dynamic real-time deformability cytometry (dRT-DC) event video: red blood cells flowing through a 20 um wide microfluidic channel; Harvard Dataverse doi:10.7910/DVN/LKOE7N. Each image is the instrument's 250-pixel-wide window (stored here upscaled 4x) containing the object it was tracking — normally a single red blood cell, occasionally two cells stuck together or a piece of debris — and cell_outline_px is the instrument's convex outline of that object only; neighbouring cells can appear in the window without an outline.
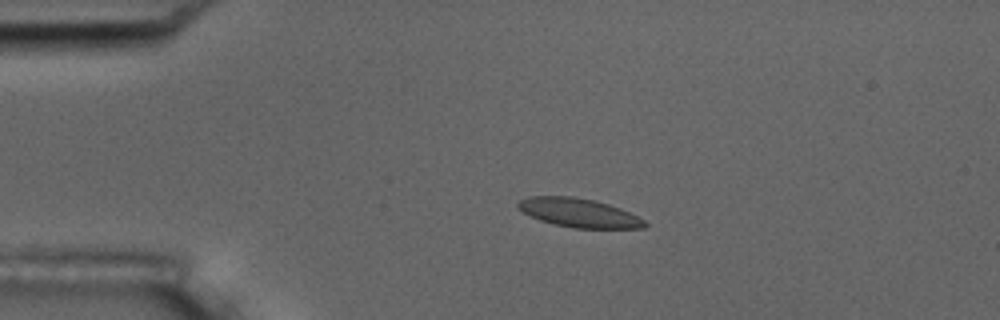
{"species": "common noctule bat (a hibernating species)", "species_latin": "Nyctalus noctula", "temperature_condition": "room temperature", "stored_images_in_passage": 4, "camera_frame_rate_fps": 3000, "um_per_image_px": 0.085, "animal": {"sex": "male", "body_mass_g": 17.5, "forearm_length_mm": 52.3}, "frame": {"image": 1, "passage_image": 3, "time_ms": 2.333, "image_size_px": [1000, 320], "cell_outline_px": [[648, 224], [644, 228], [572, 228], [540, 220], [516, 208], [516, 204], [520, 200], [528, 196], [572, 196], [596, 200], [620, 208], [644, 220]], "centroid_in_image_um": [49.19, 18.08], "position_along_channel_um": 35.8, "area_um2": 21.21}}